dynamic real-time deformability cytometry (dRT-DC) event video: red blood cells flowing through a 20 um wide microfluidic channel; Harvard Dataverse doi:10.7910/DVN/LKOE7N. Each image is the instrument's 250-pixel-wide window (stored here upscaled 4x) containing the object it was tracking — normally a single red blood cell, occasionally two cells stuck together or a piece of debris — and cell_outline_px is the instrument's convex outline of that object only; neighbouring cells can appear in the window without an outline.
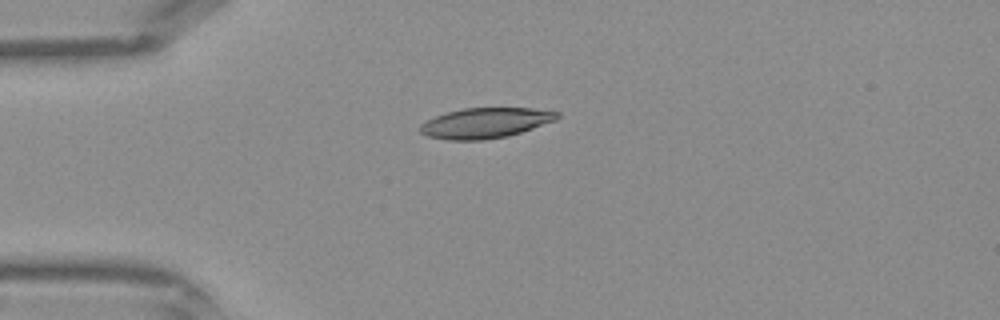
{"species": "Egyptian fruit bat (a non-hibernating species)", "species_latin": "Rousettus aegyptiacus", "temperature_condition": "warm", "stored_images_in_passage": 32, "camera_frame_rate_fps": 3000, "um_per_image_px": 0.085, "frame": {"image": 1, "passage_image": 1, "time_ms": 0.0, "image_size_px": [1000, 320], "cell_outline_px": [[560, 116], [556, 120], [508, 136], [484, 140], [448, 140], [428, 136], [420, 132], [420, 124], [436, 116], [448, 112], [464, 108], [532, 108], [560, 112]], "centroid_in_image_um": [41.27, 10.45], "position_along_channel_um": 43.7, "area_um2": 24.04}}
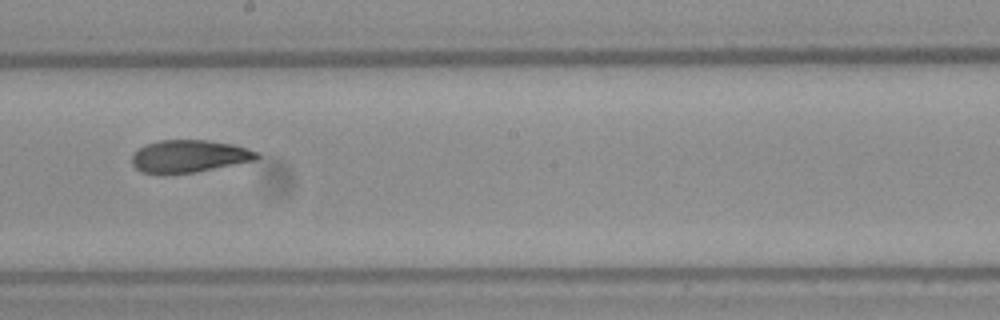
{"frame": {"image": 2, "passage_image": 14, "time_ms": 4.333, "image_size_px": [1000, 320], "cell_outline_px": [[260, 156], [256, 160], [196, 172], [140, 172], [132, 164], [132, 156], [140, 148], [148, 144], [160, 140], [208, 140], [232, 144], [248, 148], [260, 152]], "centroid_in_image_um": [16.15, 13.26], "position_along_channel_um": 232.0, "area_um2": 23.24}}
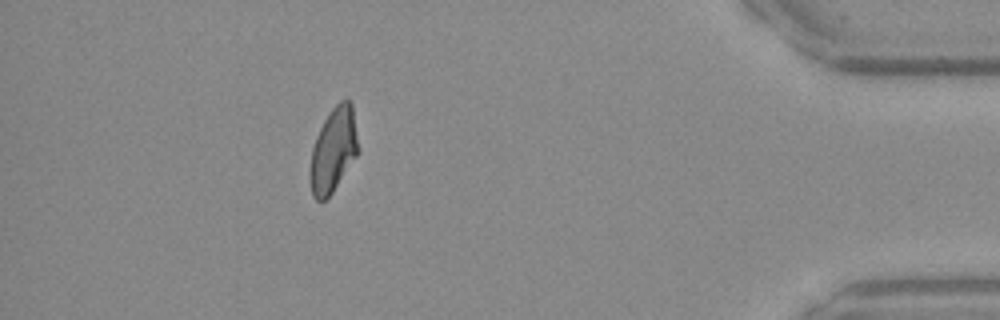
{"frame": {"image": 3, "passage_image": 28, "time_ms": 9.0, "image_size_px": [1000, 320], "cell_outline_px": [[360, 148], [356, 156], [332, 192], [324, 200], [316, 200], [312, 196], [308, 180], [308, 172], [312, 148], [316, 136], [328, 112], [340, 100], [348, 100], [352, 104]], "centroid_in_image_um": [28.31, 12.76], "position_along_channel_um": 406.9, "area_um2": 23.93}}